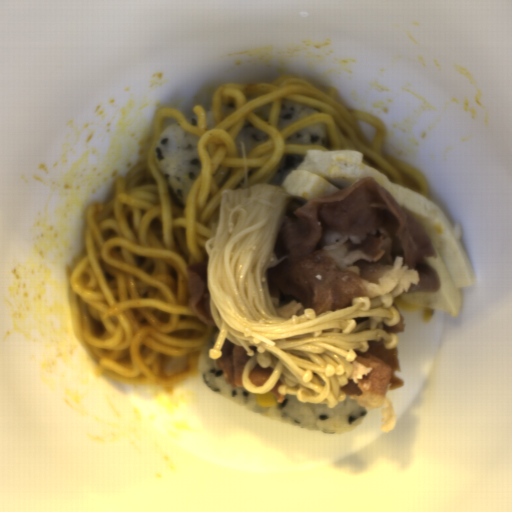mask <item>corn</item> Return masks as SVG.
<instances>
[{"label":"corn","instance_id":"1","mask_svg":"<svg viewBox=\"0 0 512 512\" xmlns=\"http://www.w3.org/2000/svg\"><path fill=\"white\" fill-rule=\"evenodd\" d=\"M255 399H256L257 406H262V407L268 408V407L277 406V404H278L276 395L270 391L265 394H256L255 393Z\"/></svg>","mask_w":512,"mask_h":512}]
</instances>
